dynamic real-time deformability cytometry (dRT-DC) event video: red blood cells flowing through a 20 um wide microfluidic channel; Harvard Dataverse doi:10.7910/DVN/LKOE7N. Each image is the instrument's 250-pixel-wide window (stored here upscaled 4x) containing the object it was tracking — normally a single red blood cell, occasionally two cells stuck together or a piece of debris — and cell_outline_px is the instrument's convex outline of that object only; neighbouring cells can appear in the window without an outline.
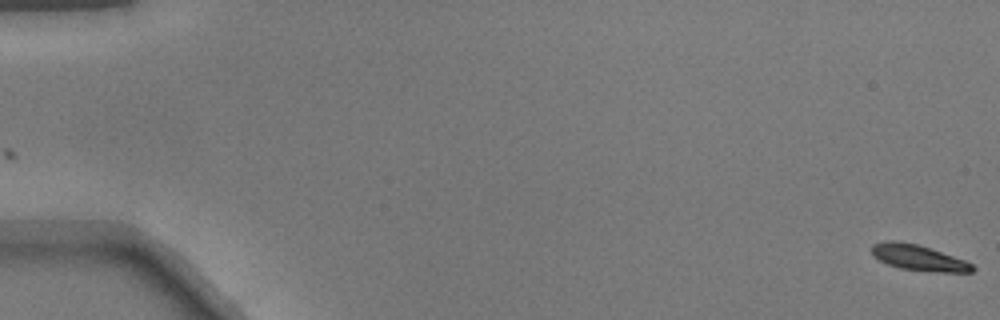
{"species": "common noctule bat (a hibernating species)", "species_latin": "Nyctalus noctula", "temperature_condition": "warm", "stored_images_in_passage": 11, "camera_frame_rate_fps": 3000, "um_per_image_px": 0.085, "animal": {"sex": "male", "body_mass_g": 17.9}, "frame": {"image": 1, "passage_image": 1, "time_ms": 0.0, "image_size_px": [1000, 320], "cell_outline_px": [[976, 268], [972, 272], [936, 272], [900, 268], [888, 264], [872, 256], [872, 244], [884, 240], [896, 240], [916, 244], [964, 260], [972, 264]], "centroid_in_image_um": [78.04, 21.9], "position_along_channel_um": 7.0, "area_um2": 14.91}}